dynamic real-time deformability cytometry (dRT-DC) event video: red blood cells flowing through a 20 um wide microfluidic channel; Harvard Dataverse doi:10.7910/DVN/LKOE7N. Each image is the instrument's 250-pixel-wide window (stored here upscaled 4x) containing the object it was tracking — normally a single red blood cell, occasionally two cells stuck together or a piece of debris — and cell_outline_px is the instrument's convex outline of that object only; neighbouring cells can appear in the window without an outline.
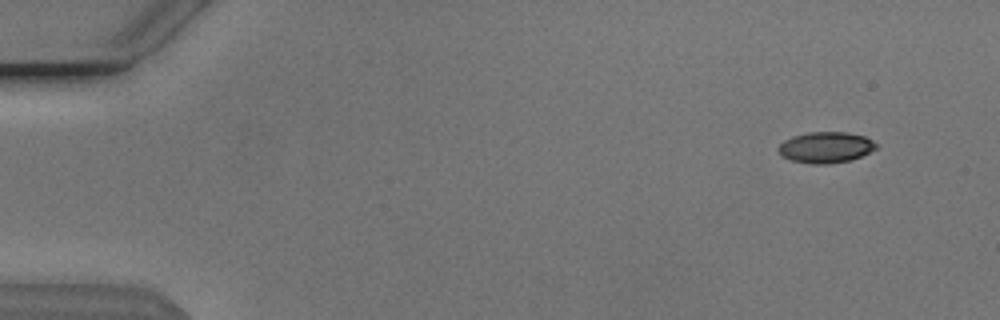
{"species": "Egyptian fruit bat (a non-hibernating species)", "species_latin": "Rousettus aegyptiacus", "temperature_condition": "cold", "stored_images_in_passage": 54, "camera_frame_rate_fps": 3000, "um_per_image_px": 0.085, "animal": {"sex": "male"}, "frame": {"image": 1, "passage_image": 5, "time_ms": 1.333, "image_size_px": [1000, 320], "cell_outline_px": [[876, 148], [860, 156], [848, 160], [828, 164], [812, 164], [792, 160], [780, 156], [776, 148], [784, 140], [792, 136], [808, 132], [848, 132], [864, 136], [872, 140], [876, 144]], "centroid_in_image_um": [70.13, 12.52], "position_along_channel_um": 14.9, "area_um2": 17.63}}
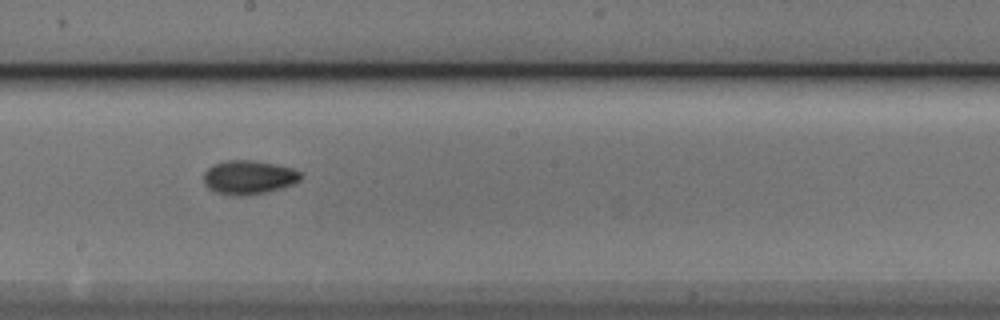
{"frame": {"image": 2, "passage_image": 31, "time_ms": 10.0, "image_size_px": [1000, 320], "cell_outline_px": [[304, 176], [300, 180], [292, 184], [280, 188], [264, 192], [240, 196], [232, 196], [216, 192], [208, 188], [204, 184], [204, 172], [212, 164], [228, 160], [252, 160], [292, 168], [300, 172]], "centroid_in_image_um": [21.11, 15.07], "position_along_channel_um": 227.1, "area_um2": 19.07}}
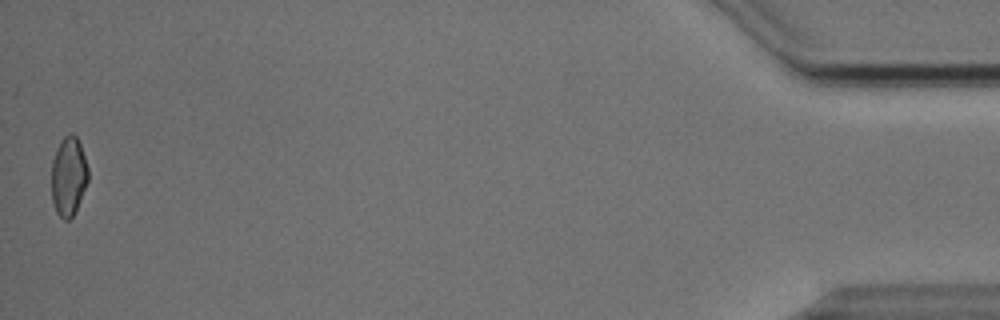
{"frame": {"image": 3, "passage_image": 54, "time_ms": 17.667, "image_size_px": [1000, 320], "cell_outline_px": [[88, 180], [76, 212], [68, 220], [64, 220], [56, 212], [52, 200], [52, 160], [56, 148], [60, 140], [68, 132], [72, 132], [76, 136], [80, 144], [88, 168]], "centroid_in_image_um": [5.82, 14.97], "position_along_channel_um": 429.4, "area_um2": 17.05}, "authors_computed_cell_mechanics": {"area_um2": 17.9758, "velocity_mm_per_s": 3.8414, "shape_relaxation_time_tau1_ms": 3.3326, "shape_relaxation_time_tau2_ms": 6.6033, "deformation_change_tau1": 0.0954, "deformation_change_tau2": 0.0899}}